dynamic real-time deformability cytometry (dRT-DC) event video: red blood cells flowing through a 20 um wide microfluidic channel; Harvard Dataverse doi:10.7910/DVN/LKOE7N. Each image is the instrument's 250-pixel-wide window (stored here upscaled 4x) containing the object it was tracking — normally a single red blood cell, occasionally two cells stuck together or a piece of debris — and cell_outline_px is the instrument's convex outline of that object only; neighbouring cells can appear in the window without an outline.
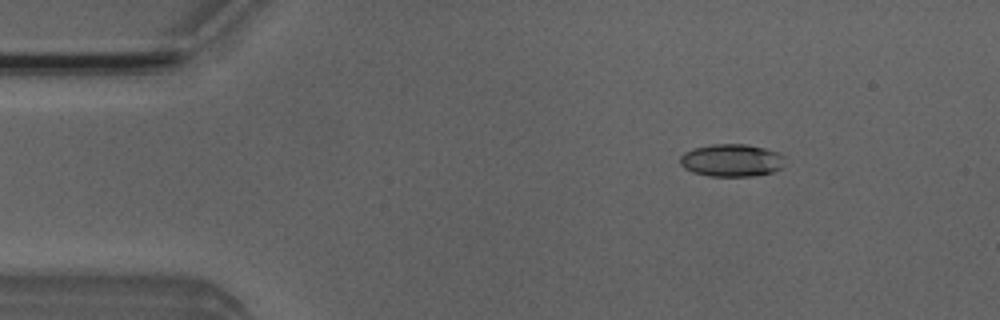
{"species": "Egyptian fruit bat (a non-hibernating species)", "species_latin": "Rousettus aegyptiacus", "temperature_condition": "room temperature", "stored_images_in_passage": 4, "camera_frame_rate_fps": 3000, "um_per_image_px": 0.085, "animal": {"sex": "male"}, "frame": {"image": 1, "passage_image": 4, "time_ms": 3.333, "image_size_px": [1000, 320], "cell_outline_px": [[784, 156], [780, 168], [772, 172], [752, 176], [708, 176], [692, 172], [684, 168], [680, 164], [680, 156], [684, 152], [696, 148], [716, 144], [744, 144], [764, 148], [780, 152]], "centroid_in_image_um": [62.17, 13.63], "position_along_channel_um": 22.8, "area_um2": 19.77}}